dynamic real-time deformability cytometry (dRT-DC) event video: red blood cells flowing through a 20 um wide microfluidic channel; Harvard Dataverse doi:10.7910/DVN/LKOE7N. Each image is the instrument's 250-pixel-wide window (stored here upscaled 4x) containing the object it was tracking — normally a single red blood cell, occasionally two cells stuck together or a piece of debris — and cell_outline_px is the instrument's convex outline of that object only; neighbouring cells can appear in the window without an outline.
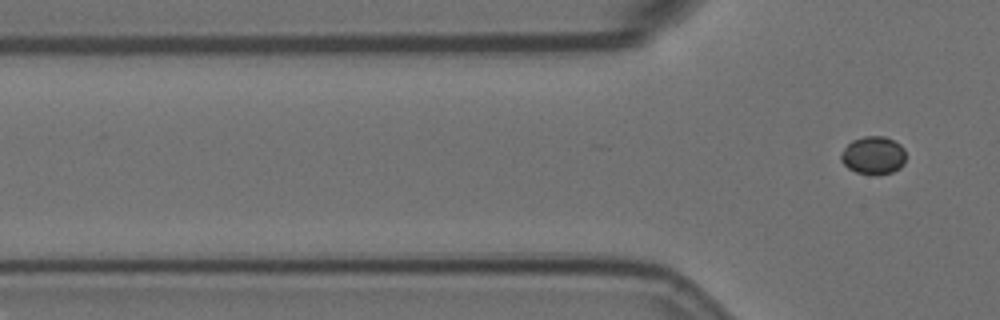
{"species": "Egyptian fruit bat (a non-hibernating species)", "species_latin": "Rousettus aegyptiacus", "temperature_condition": "room temperature", "stored_images_in_passage": 5, "camera_frame_rate_fps": 3000, "um_per_image_px": 0.085, "animal": {"sex": "female"}, "frame": {"image": 1, "passage_image": 5, "time_ms": 1.333, "image_size_px": [1000, 320], "cell_outline_px": [[904, 164], [900, 168], [892, 172], [876, 176], [856, 172], [848, 168], [840, 160], [840, 152], [852, 140], [864, 136], [884, 136], [900, 144], [904, 148]], "centroid_in_image_um": [74.21, 13.22], "position_along_channel_um": 51.6, "area_um2": 14.51}}